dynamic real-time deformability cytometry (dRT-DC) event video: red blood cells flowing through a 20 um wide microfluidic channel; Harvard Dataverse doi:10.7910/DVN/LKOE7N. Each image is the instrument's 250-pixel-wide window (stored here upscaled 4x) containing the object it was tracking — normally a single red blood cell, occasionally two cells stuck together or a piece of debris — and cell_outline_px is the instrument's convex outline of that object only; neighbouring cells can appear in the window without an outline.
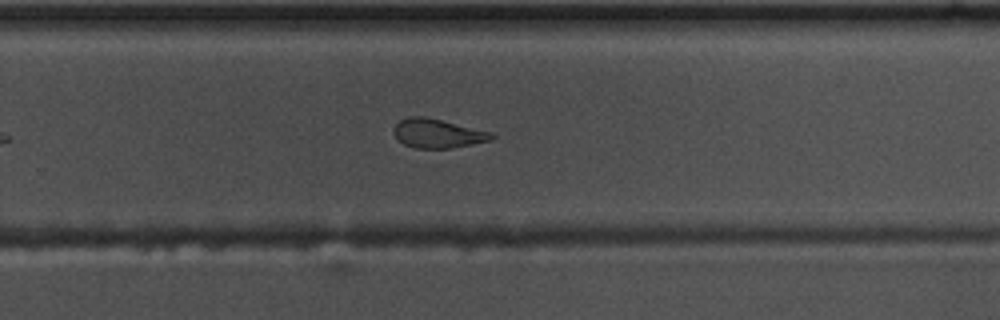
{"species": "common noctule bat (a hibernating species)", "species_latin": "Nyctalus noctula", "temperature_condition": "warm", "stored_images_in_passage": 45, "camera_frame_rate_fps": 3000, "um_per_image_px": 0.085, "animal": {"sex": "male", "body_mass_g": 17.5, "forearm_length_mm": 52.3}, "frame": {"image": 1, "passage_image": 25, "time_ms": 8.0, "image_size_px": [1000, 320], "cell_outline_px": [[496, 136], [492, 140], [452, 148], [416, 148], [404, 144], [396, 140], [392, 132], [396, 124], [400, 120], [408, 116], [424, 116], [492, 132]], "centroid_in_image_um": [37.17, 11.34], "position_along_channel_um": 292.6, "area_um2": 16.65}}
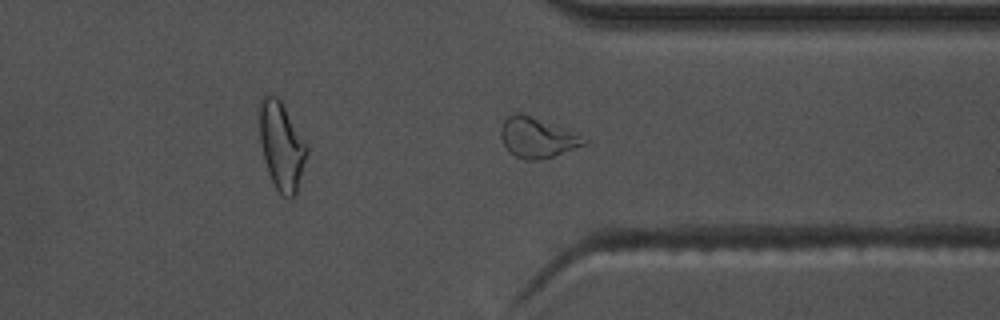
{"frame": {"image": 2, "passage_image": 31, "time_ms": 10.0, "image_size_px": [1000, 320], "cell_outline_px": [[588, 144], [552, 156], [536, 160], [524, 160], [516, 156], [504, 144], [500, 136], [500, 128], [504, 120], [508, 116], [516, 112], [520, 112], [564, 128], [588, 140]], "centroid_in_image_um": [45.64, 11.69], "position_along_channel_um": 365.8, "area_um2": 19.13}}
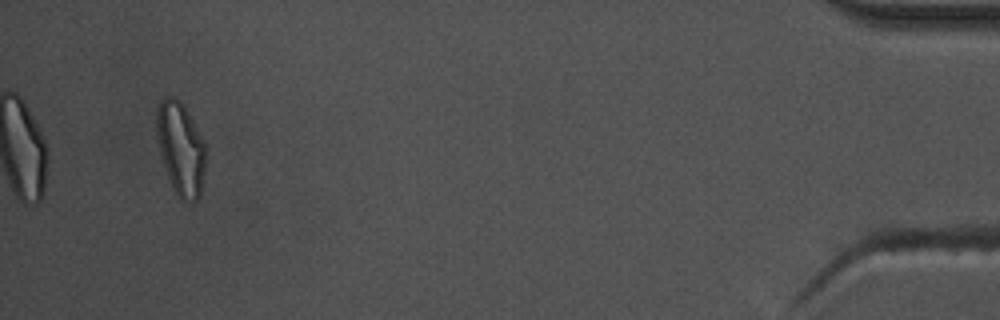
{"frame": {"image": 3, "passage_image": 42, "time_ms": 13.667, "image_size_px": [1000, 320], "cell_outline_px": [[204, 168], [200, 196], [196, 200], [180, 200], [176, 196], [168, 176], [160, 152], [156, 132], [156, 108], [160, 100], [168, 96], [172, 96], [180, 100], [192, 120], [204, 144]], "centroid_in_image_um": [15.32, 12.61], "position_along_channel_um": 419.9, "area_um2": 26.07}, "authors_computed_cell_mechanics": {"area_um2": 17.918, "velocity_mm_per_s": 3.6759, "shape_relaxation_time_tau1_ms": null, "shape_relaxation_time_tau2_ms": 3.5322, "deformation_change_tau1": null, "deformation_change_tau2": 0.1172}}